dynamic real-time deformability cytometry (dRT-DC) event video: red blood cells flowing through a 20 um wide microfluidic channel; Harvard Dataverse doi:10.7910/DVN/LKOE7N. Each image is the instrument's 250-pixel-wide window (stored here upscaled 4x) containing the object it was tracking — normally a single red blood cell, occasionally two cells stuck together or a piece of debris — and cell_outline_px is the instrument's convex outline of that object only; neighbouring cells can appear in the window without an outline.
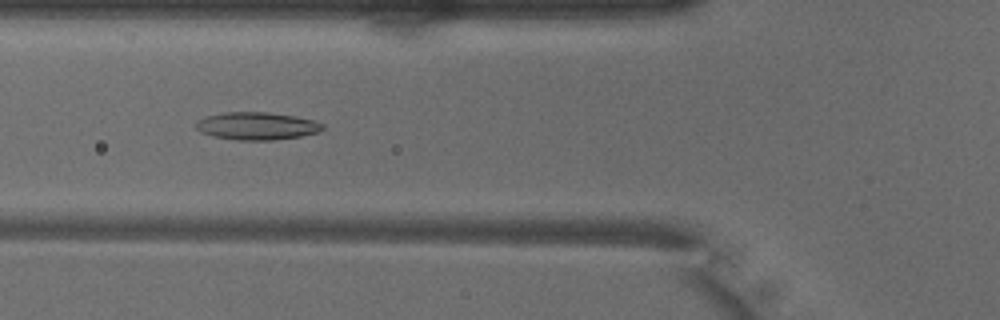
{"species": "common noctule bat (a hibernating species)", "species_latin": "Nyctalus noctula", "temperature_condition": "warm", "stored_images_in_passage": 45, "camera_frame_rate_fps": 3000, "um_per_image_px": 0.085, "animal": {"sex": "male", "body_mass_g": 18.8}, "frame": {"image": 1, "passage_image": 17, "time_ms": 5.333, "image_size_px": [1000, 320], "cell_outline_px": [[324, 128], [316, 132], [300, 136], [272, 140], [236, 140], [212, 136], [200, 132], [196, 128], [196, 120], [208, 116], [224, 112], [268, 112], [296, 116], [312, 120], [324, 124]], "centroid_in_image_um": [21.8, 10.7], "position_along_channel_um": 104.0, "area_um2": 20.35}}
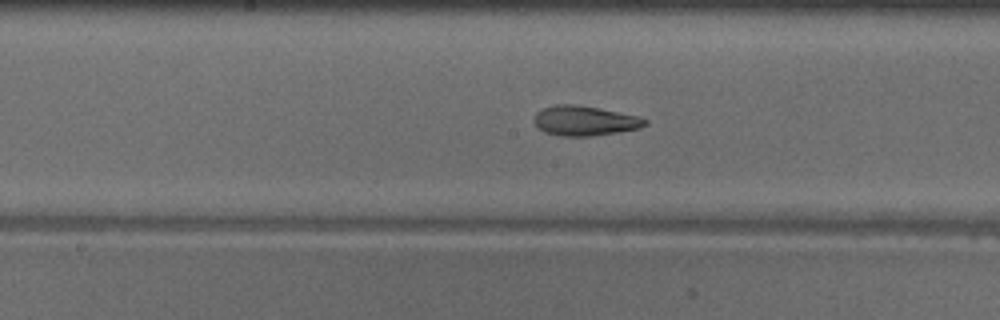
{"frame": {"image": 2, "passage_image": 24, "time_ms": 7.667, "image_size_px": [1000, 320], "cell_outline_px": [[648, 124], [640, 128], [592, 136], [560, 136], [544, 132], [532, 120], [536, 112], [544, 108], [556, 104], [576, 104], [600, 108], [636, 116], [648, 120]], "centroid_in_image_um": [49.68, 10.26], "position_along_channel_um": 198.5, "area_um2": 19.25}}
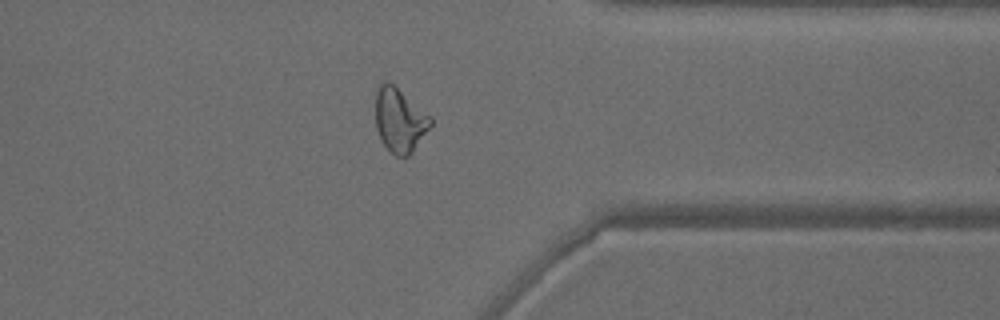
{"frame": {"image": 3, "passage_image": 38, "time_ms": 12.333, "image_size_px": [1000, 320], "cell_outline_px": [[432, 124], [412, 152], [408, 156], [396, 156], [380, 140], [376, 128], [376, 92], [380, 84], [384, 80], [388, 80], [432, 116]], "centroid_in_image_um": [33.97, 10.19], "position_along_channel_um": 377.4, "area_um2": 20.52}, "authors_computed_cell_mechanics": {"area_um2": 20.519, "velocity_mm_per_s": 4.031, "shape_relaxation_time_tau1_ms": 8.4283, "shape_relaxation_time_tau2_ms": 2.4974, "deformation_change_tau1": 0.226, "deformation_change_tau2": 0.1072}}